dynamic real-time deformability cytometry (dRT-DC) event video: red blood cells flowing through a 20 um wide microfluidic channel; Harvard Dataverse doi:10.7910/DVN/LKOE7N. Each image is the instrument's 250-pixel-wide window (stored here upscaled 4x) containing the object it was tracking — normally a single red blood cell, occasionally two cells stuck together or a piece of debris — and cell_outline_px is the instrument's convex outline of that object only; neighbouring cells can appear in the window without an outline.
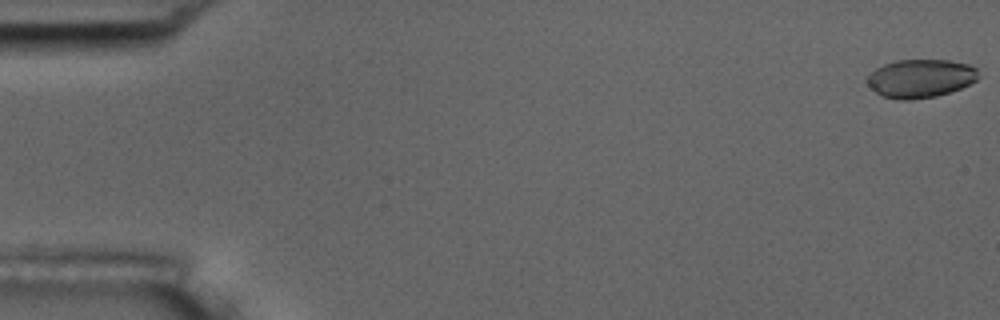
{"species": "common noctule bat (a hibernating species)", "species_latin": "Nyctalus noctula", "temperature_condition": "room temperature", "stored_images_in_passage": 6, "camera_frame_rate_fps": 3000, "um_per_image_px": 0.085, "animal": {"sex": "male", "body_mass_g": 17.5, "forearm_length_mm": 52.3}, "frame": {"image": 1, "passage_image": 1, "time_ms": 0.0, "image_size_px": [1000, 320], "cell_outline_px": [[980, 76], [976, 80], [960, 88], [936, 96], [912, 100], [904, 100], [884, 96], [876, 92], [868, 84], [864, 76], [876, 68], [884, 64], [896, 60], [948, 60], [968, 64], [976, 68]], "centroid_in_image_um": [78.22, 6.65], "position_along_channel_um": 6.8, "area_um2": 24.85}}
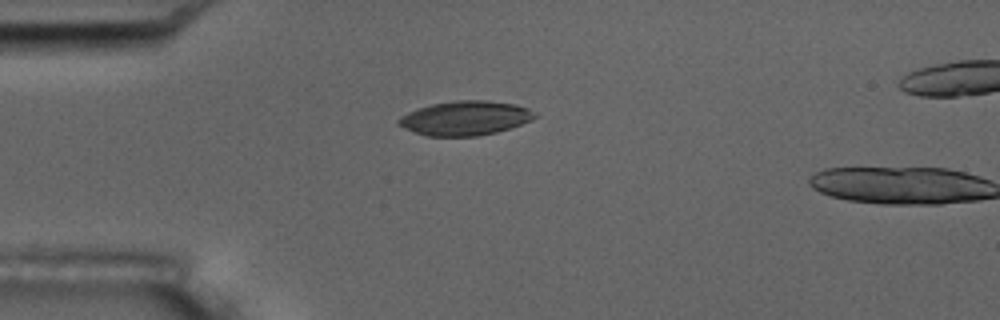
{"frame": {"image": 2, "passage_image": 5, "time_ms": 4.667, "image_size_px": [1000, 320], "cell_outline_px": [[536, 116], [532, 120], [496, 132], [476, 136], [428, 136], [416, 132], [396, 124], [396, 120], [400, 116], [408, 112], [432, 104], [456, 100], [488, 100], [516, 104], [528, 108], [536, 112]], "centroid_in_image_um": [39.55, 10.03], "position_along_channel_um": 45.5, "area_um2": 27.11}}